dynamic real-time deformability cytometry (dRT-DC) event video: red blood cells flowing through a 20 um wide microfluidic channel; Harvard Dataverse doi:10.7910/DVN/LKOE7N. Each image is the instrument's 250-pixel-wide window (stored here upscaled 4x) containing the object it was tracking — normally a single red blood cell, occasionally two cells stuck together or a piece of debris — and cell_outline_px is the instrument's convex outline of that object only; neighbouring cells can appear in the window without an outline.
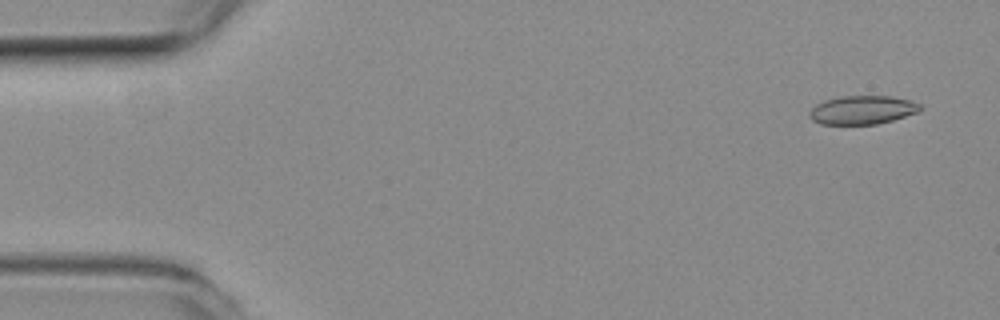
{"species": "common noctule bat (a hibernating species)", "species_latin": "Nyctalus noctula", "temperature_condition": "room temperature", "stored_images_in_passage": 16, "camera_frame_rate_fps": 3000, "um_per_image_px": 0.085, "animal": {"sex": "female", "body_mass_g": 19.3, "forearm_length_mm": 54.1}, "frame": {"image": 1, "passage_image": 3, "time_ms": 0.667, "image_size_px": [1000, 320], "cell_outline_px": [[924, 108], [916, 112], [892, 120], [876, 124], [820, 124], [812, 120], [808, 116], [808, 112], [816, 104], [824, 100], [840, 96], [892, 96], [912, 100], [920, 104]], "centroid_in_image_um": [73.28, 9.34], "position_along_channel_um": 11.7, "area_um2": 18.55}}
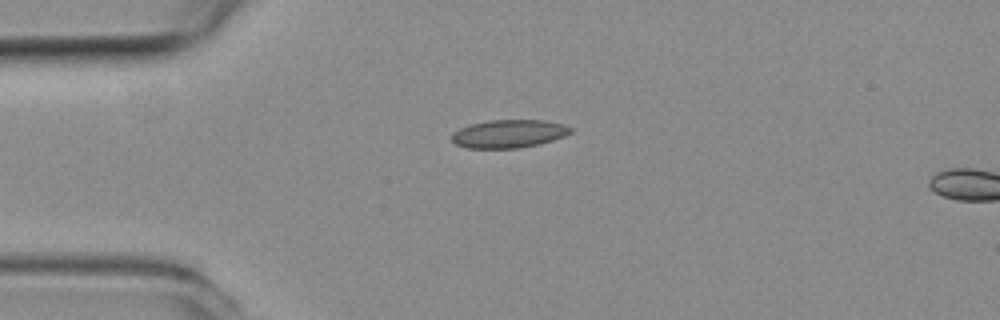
{"frame": {"image": 2, "passage_image": 13, "time_ms": 4.0, "image_size_px": [1000, 320], "cell_outline_px": [[572, 132], [564, 136], [540, 144], [520, 148], [468, 148], [456, 144], [452, 140], [452, 132], [460, 128], [472, 124], [492, 120], [544, 120], [564, 124], [572, 128]], "centroid_in_image_um": [43.27, 11.37], "position_along_channel_um": 41.7, "area_um2": 19.42}}